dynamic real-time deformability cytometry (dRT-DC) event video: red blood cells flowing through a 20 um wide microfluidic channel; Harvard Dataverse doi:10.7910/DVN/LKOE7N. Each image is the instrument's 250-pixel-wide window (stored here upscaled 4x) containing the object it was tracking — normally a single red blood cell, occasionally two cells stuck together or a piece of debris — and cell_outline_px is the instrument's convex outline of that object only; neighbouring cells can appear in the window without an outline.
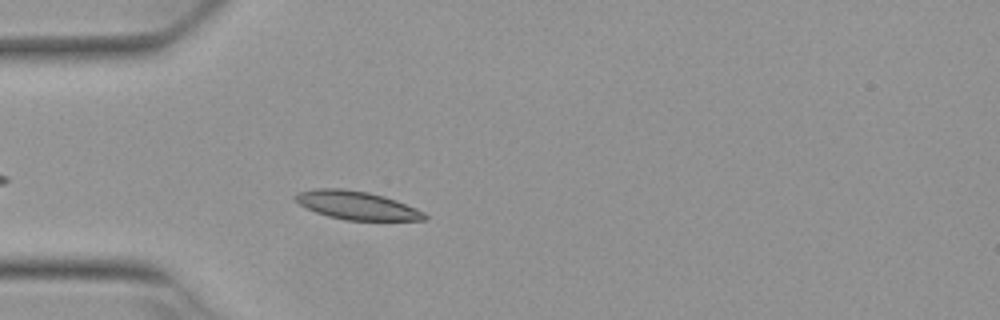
{"species": "Egyptian fruit bat (a non-hibernating species)", "species_latin": "Rousettus aegyptiacus", "temperature_condition": "warm", "stored_images_in_passage": 43, "camera_frame_rate_fps": 3000, "um_per_image_px": 0.085, "animal": {"sex": "female"}, "frame": {"image": 1, "passage_image": 5, "time_ms": 1.333, "image_size_px": [1000, 320], "cell_outline_px": [[428, 216], [424, 220], [344, 220], [328, 216], [316, 212], [300, 204], [292, 196], [296, 192], [316, 188], [344, 188], [368, 192], [384, 196], [396, 200], [416, 208], [424, 212]], "centroid_in_image_um": [30.3, 17.44], "position_along_channel_um": 54.7, "area_um2": 21.39}}
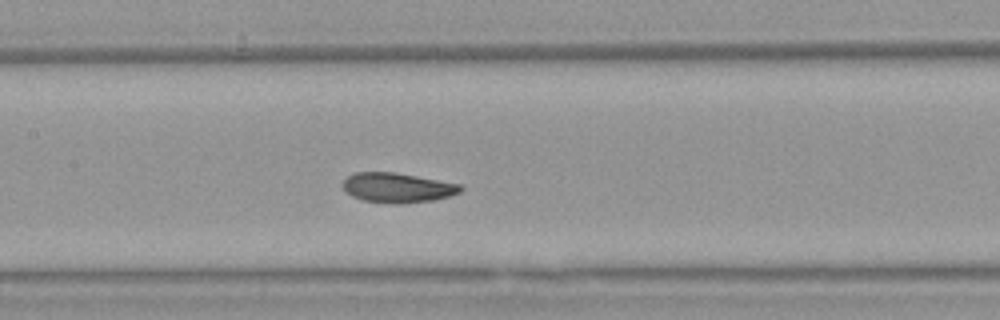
{"frame": {"image": 2, "passage_image": 15, "time_ms": 4.667, "image_size_px": [1000, 320], "cell_outline_px": [[464, 188], [460, 192], [452, 196], [436, 200], [400, 204], [392, 204], [364, 200], [352, 196], [344, 192], [340, 184], [348, 176], [356, 172], [396, 172], [460, 184]], "centroid_in_image_um": [33.78, 15.96], "position_along_channel_um": 173.6, "area_um2": 20.75}}
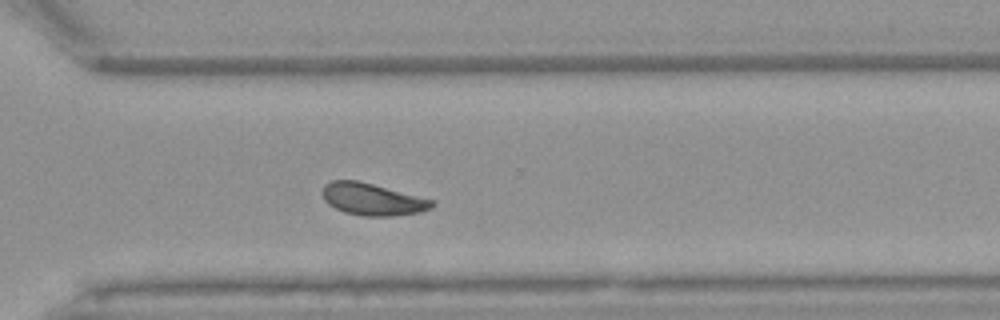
{"frame": {"image": 3, "passage_image": 28, "time_ms": 9.0, "image_size_px": [1000, 320], "cell_outline_px": [[436, 204], [432, 208], [420, 212], [392, 216], [364, 216], [344, 212], [328, 204], [324, 200], [320, 192], [324, 184], [332, 180], [360, 180], [436, 200]], "centroid_in_image_um": [31.67, 16.92], "position_along_channel_um": 338.9, "area_um2": 20.92}, "authors_computed_cell_mechanics": {"area_um2": 20.6346, "velocity_mm_per_s": 3.8138, "shape_relaxation_time_tau1_ms": 3.2833, "shape_relaxation_time_tau2_ms": 3.4227, "deformation_change_tau1": 0.1068, "deformation_change_tau2": 0.0327}}